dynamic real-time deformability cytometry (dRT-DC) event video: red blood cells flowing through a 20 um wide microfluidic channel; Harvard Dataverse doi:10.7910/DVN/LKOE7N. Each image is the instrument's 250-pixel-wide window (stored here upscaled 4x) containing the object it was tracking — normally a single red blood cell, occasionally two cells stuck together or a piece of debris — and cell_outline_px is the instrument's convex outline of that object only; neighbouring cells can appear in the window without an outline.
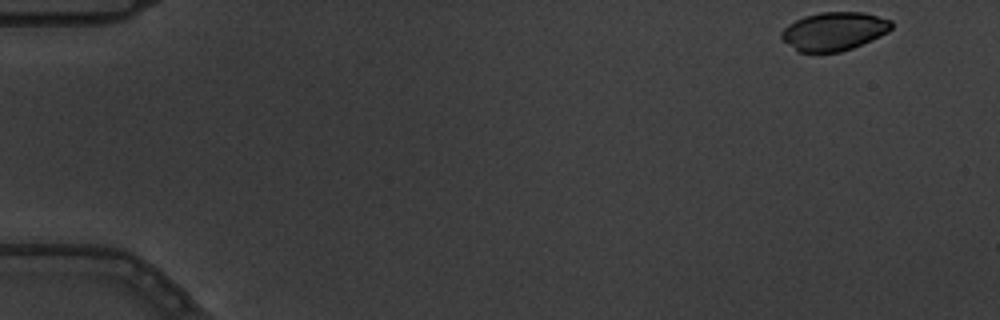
{"species": "common noctule bat (a hibernating species)", "species_latin": "Nyctalus noctula", "temperature_condition": "warm", "stored_images_in_passage": 3, "camera_frame_rate_fps": 3000, "um_per_image_px": 0.085, "animal": {"sex": "male", "body_mass_g": 19.5, "forearm_length_mm": 54.6}, "frame": {"image": 1, "passage_image": 1, "time_ms": 0.0, "image_size_px": [1000, 320], "cell_outline_px": [[892, 28], [888, 32], [872, 40], [852, 48], [840, 52], [800, 52], [784, 40], [780, 36], [780, 32], [788, 24], [804, 16], [820, 12], [864, 12], [892, 20]], "centroid_in_image_um": [70.92, 2.65], "position_along_channel_um": 14.1, "area_um2": 24.57}}